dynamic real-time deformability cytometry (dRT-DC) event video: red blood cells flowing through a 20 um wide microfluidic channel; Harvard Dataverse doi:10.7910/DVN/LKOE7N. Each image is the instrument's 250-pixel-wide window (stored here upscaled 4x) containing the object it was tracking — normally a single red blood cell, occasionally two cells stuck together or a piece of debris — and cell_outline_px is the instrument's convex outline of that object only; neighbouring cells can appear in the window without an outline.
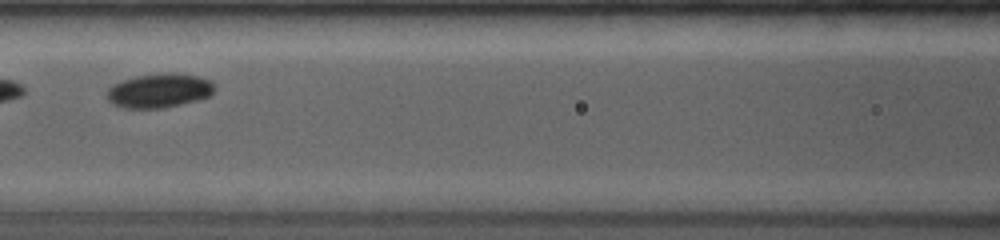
{"species": "common noctule bat (a hibernating species)", "species_latin": "Nyctalus noctula", "temperature_condition": "room temperature", "stored_images_in_passage": 7, "camera_frame_rate_fps": 4000, "um_per_image_px": 0.085, "animal": {"sex": "female", "body_mass_g": 19.0, "forearm_length_mm": 53.3}, "frame": {"image": 1, "passage_image": 4, "time_ms": 3.25, "image_size_px": [1000, 240], "cell_outline_px": [[216, 88], [208, 96], [196, 100], [164, 108], [124, 108], [112, 104], [108, 100], [108, 88], [112, 84], [136, 76], [176, 72], [196, 76], [212, 80]], "centroid_in_image_um": [13.54, 7.7], "position_along_channel_um": 153.1, "area_um2": 21.33}}
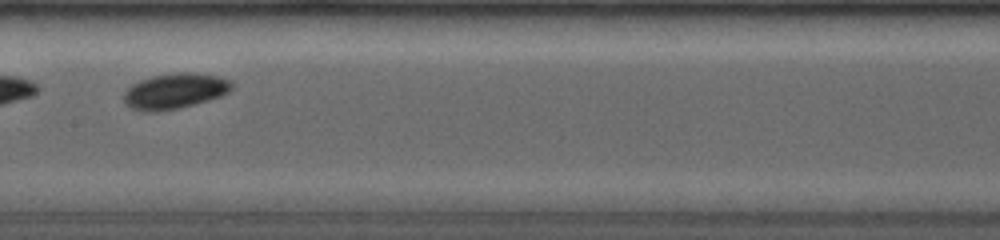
{"frame": {"image": 2, "passage_image": 5, "time_ms": 4.25, "image_size_px": [1000, 240], "cell_outline_px": [[236, 84], [228, 92], [220, 96], [208, 100], [180, 108], [156, 112], [144, 112], [132, 108], [124, 100], [124, 92], [132, 84], [140, 80], [152, 76], [180, 72], [196, 72], [216, 76], [232, 80]], "centroid_in_image_um": [14.89, 7.73], "position_along_channel_um": 192.5, "area_um2": 22.43}}